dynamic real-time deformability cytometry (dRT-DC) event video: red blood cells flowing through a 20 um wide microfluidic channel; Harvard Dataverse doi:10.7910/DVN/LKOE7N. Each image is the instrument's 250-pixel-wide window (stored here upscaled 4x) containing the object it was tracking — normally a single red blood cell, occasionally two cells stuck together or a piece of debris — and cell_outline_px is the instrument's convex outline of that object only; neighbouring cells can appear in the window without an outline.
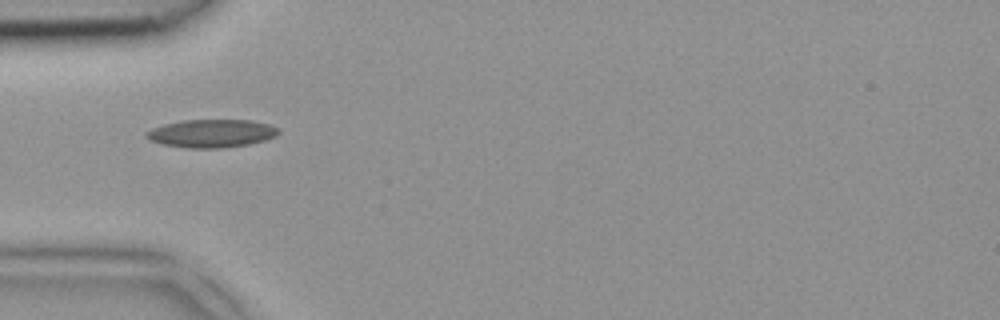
{"species": "common noctule bat (a hibernating species)", "species_latin": "Nyctalus noctula", "temperature_condition": "room temperature", "stored_images_in_passage": 3, "camera_frame_rate_fps": 3000, "um_per_image_px": 0.085, "animal": {"sex": "female", "body_mass_g": 18.4}, "frame": {"image": 1, "passage_image": 1, "time_ms": 0.0, "image_size_px": [1000, 320], "cell_outline_px": [[280, 132], [276, 136], [264, 140], [248, 144], [224, 148], [188, 148], [160, 144], [148, 140], [144, 136], [152, 128], [164, 124], [180, 120], [252, 120], [268, 124], [280, 128]], "centroid_in_image_um": [17.97, 11.34], "position_along_channel_um": 67.0, "area_um2": 21.79}}